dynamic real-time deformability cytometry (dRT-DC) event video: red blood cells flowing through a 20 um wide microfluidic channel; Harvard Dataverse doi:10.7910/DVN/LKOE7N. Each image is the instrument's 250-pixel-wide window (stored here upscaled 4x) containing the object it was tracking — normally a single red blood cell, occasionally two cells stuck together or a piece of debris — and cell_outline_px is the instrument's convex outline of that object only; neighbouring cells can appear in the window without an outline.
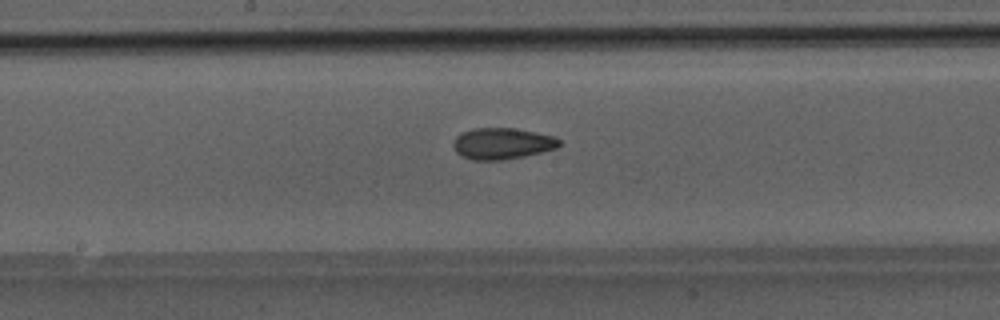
{"species": "Egyptian fruit bat (a non-hibernating species)", "species_latin": "Rousettus aegyptiacus", "temperature_condition": "room temperature", "stored_images_in_passage": 44, "camera_frame_rate_fps": 3000, "um_per_image_px": 0.085, "animal": {"sex": "male"}, "frame": {"image": 1, "passage_image": 25, "time_ms": 8.0, "image_size_px": [1000, 320], "cell_outline_px": [[560, 144], [556, 148], [540, 152], [500, 160], [472, 160], [460, 156], [456, 152], [452, 144], [456, 136], [460, 132], [472, 128], [516, 128], [556, 136], [560, 140]], "centroid_in_image_um": [42.64, 12.18], "position_along_channel_um": 205.6, "area_um2": 19.42}}
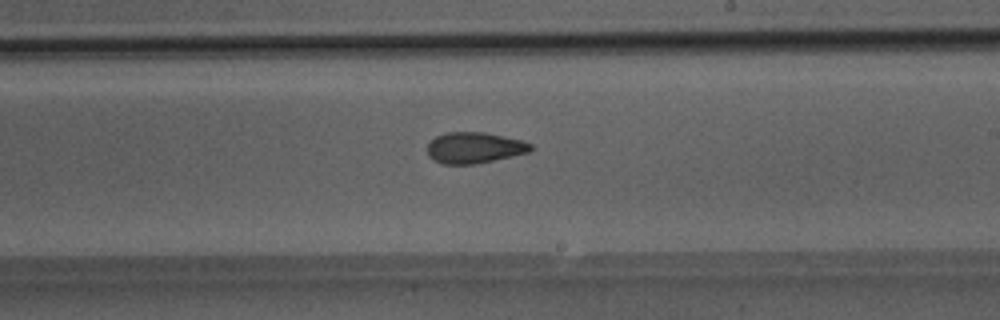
{"frame": {"image": 2, "passage_image": 28, "time_ms": 9.0, "image_size_px": [1000, 320], "cell_outline_px": [[532, 148], [528, 152], [512, 156], [476, 164], [444, 164], [428, 156], [428, 144], [436, 136], [448, 132], [484, 132], [520, 140], [532, 144]], "centroid_in_image_um": [40.31, 12.56], "position_along_channel_um": 248.7, "area_um2": 18.44}}
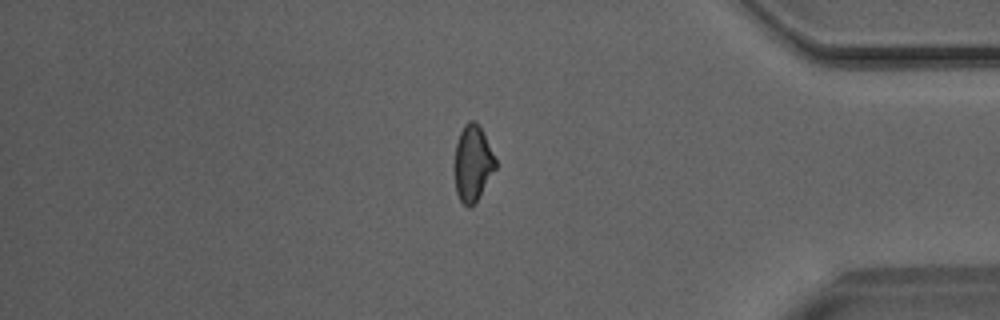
{"frame": {"image": 3, "passage_image": 40, "time_ms": 13.0, "image_size_px": [1000, 320], "cell_outline_px": [[496, 168], [476, 200], [468, 208], [460, 200], [456, 192], [452, 168], [456, 144], [460, 132], [464, 124], [468, 120], [472, 120], [480, 124], [496, 160]], "centroid_in_image_um": [40.14, 13.84], "position_along_channel_um": 395.1, "area_um2": 18.38}}